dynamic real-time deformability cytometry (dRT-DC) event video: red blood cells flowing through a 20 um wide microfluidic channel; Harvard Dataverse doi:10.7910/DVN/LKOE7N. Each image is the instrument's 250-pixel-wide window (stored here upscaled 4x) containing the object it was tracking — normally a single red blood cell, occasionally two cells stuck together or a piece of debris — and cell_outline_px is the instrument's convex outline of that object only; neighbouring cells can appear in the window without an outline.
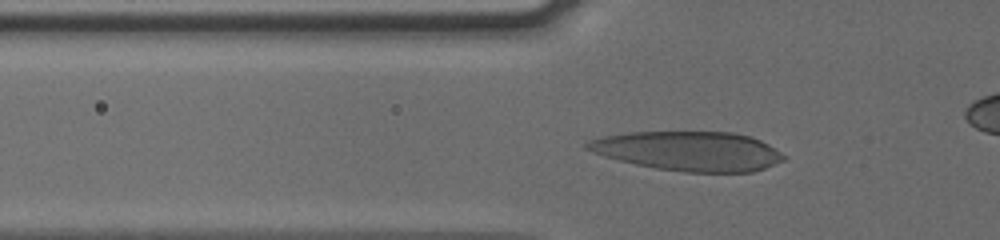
{"species": "human", "species_latin": "Homo sapiens", "temperature_condition": "cold", "stored_images_in_passage": 32, "camera_frame_rate_fps": 3000, "um_per_image_px": 0.085, "donor": {"sex": "male"}, "frame": {"image": 1, "passage_image": 4, "time_ms": 1.0, "image_size_px": [1000, 240], "cell_outline_px": [[788, 156], [784, 160], [764, 168], [752, 172], [684, 172], [656, 168], [636, 164], [604, 156], [592, 152], [584, 148], [584, 144], [592, 140], [604, 136], [632, 132], [732, 132], [748, 136], [760, 140], [768, 144]], "centroid_in_image_um": [58.56, 12.84], "position_along_channel_um": 67.2, "area_um2": 44.91}}
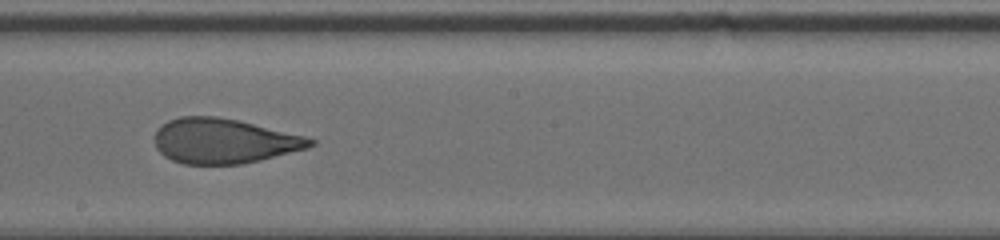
{"frame": {"image": 2, "passage_image": 17, "time_ms": 5.333, "image_size_px": [1000, 240], "cell_outline_px": [[316, 144], [308, 148], [260, 160], [240, 164], [184, 164], [172, 160], [164, 156], [156, 148], [156, 132], [168, 120], [180, 116], [216, 116], [236, 120], [308, 136], [316, 140]], "centroid_in_image_um": [19.07, 11.98], "position_along_channel_um": 229.1, "area_um2": 40.63}}
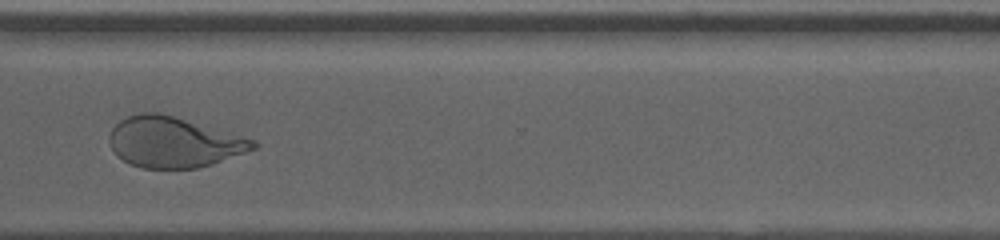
{"frame": {"image": 3, "passage_image": 27, "time_ms": 8.667, "image_size_px": [1000, 240], "cell_outline_px": [[260, 144], [256, 148], [212, 164], [196, 168], [144, 168], [132, 164], [124, 160], [112, 148], [108, 140], [108, 136], [112, 128], [120, 120], [128, 116], [140, 112], [160, 112], [256, 140]], "centroid_in_image_um": [14.76, 12.07], "position_along_channel_um": 355.8, "area_um2": 42.02}, "authors_computed_cell_mechanics": {"area_um2": 42.0206, "velocity_mm_per_s": 3.8208, "shape_relaxation_time_tau1_ms": 5.2836, "shape_relaxation_time_tau2_ms": 1.329, "deformation_change_tau1": 0.2161, "deformation_change_tau2": 0.0944}}